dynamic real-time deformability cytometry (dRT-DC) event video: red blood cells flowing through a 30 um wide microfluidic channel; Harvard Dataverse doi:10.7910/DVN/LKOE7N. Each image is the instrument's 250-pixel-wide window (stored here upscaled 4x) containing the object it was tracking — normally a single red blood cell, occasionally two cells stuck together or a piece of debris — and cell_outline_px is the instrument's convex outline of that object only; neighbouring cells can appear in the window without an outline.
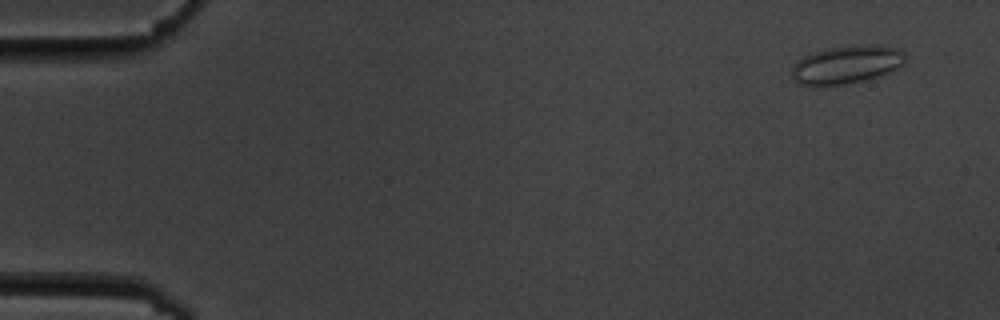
{"species": "common noctule bat (a hibernating species)", "species_latin": "Nyctalus noctula", "temperature_condition": "cold", "stored_images_in_passage": 5, "camera_frame_rate_fps": 3000, "um_per_image_px": 0.085, "animal": {"sex": "male", "body_mass_g": 19.5, "forearm_length_mm": 54.6}, "frame": {"image": 1, "passage_image": 1, "time_ms": 0.0, "image_size_px": [1000, 320], "cell_outline_px": [[908, 60], [904, 64], [880, 76], [864, 80], [844, 84], [800, 84], [792, 80], [792, 68], [796, 60], [812, 52], [828, 48], [856, 44], [880, 44], [900, 48], [904, 52]], "centroid_in_image_um": [72.02, 5.45], "position_along_channel_um": 13.0, "area_um2": 25.49}}
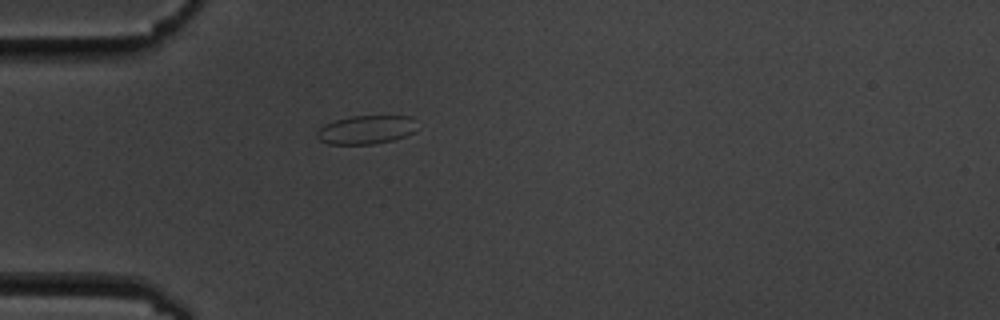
{"frame": {"image": 2, "passage_image": 4, "time_ms": 4.333, "image_size_px": [1000, 320], "cell_outline_px": [[420, 128], [416, 132], [392, 140], [372, 144], [328, 144], [320, 140], [316, 136], [316, 132], [324, 124], [336, 120], [352, 116], [412, 116]], "centroid_in_image_um": [31.17, 11.02], "position_along_channel_um": 53.8, "area_um2": 16.88}}